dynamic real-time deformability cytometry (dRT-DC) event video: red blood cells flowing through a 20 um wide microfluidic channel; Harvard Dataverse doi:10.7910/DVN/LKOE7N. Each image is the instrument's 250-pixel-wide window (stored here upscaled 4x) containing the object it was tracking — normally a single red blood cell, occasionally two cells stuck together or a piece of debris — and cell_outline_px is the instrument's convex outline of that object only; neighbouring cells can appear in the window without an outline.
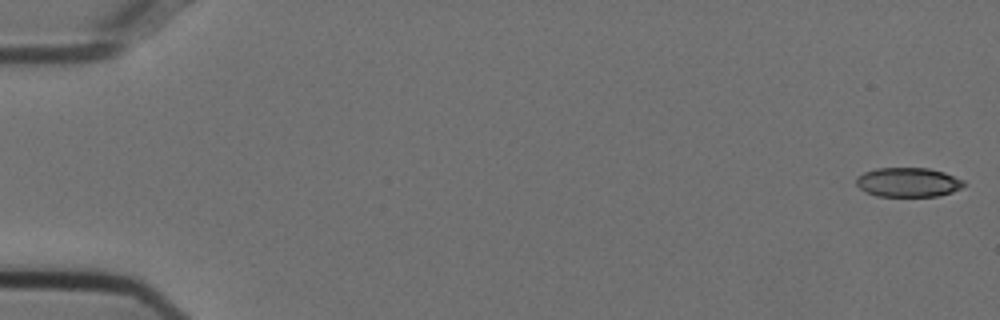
{"species": "Egyptian fruit bat (a non-hibernating species)", "species_latin": "Rousettus aegyptiacus", "temperature_condition": "cold", "stored_images_in_passage": 54, "camera_frame_rate_fps": 3000, "um_per_image_px": 0.085, "animal": {"sex": "female"}, "frame": {"image": 1, "passage_image": 1, "time_ms": 0.0, "image_size_px": [1000, 320], "cell_outline_px": [[964, 184], [960, 188], [952, 192], [936, 196], [876, 196], [860, 188], [856, 184], [856, 176], [864, 172], [876, 168], [928, 168], [944, 172], [964, 180]], "centroid_in_image_um": [77.17, 15.48], "position_along_channel_um": 7.8, "area_um2": 18.32}}
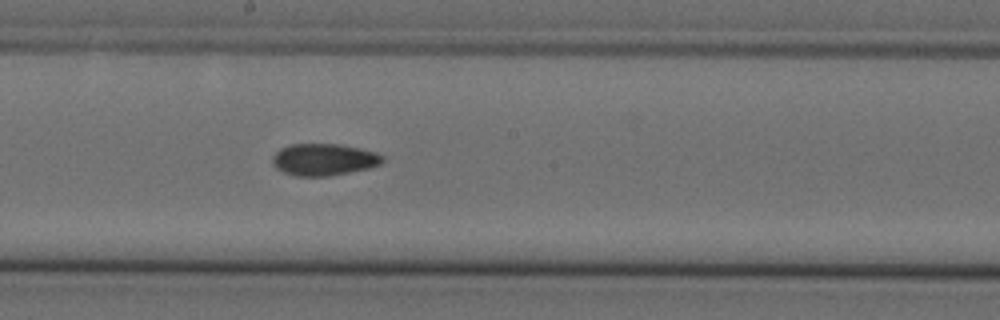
{"frame": {"image": 2, "passage_image": 30, "time_ms": 9.667, "image_size_px": [1000, 320], "cell_outline_px": [[384, 160], [380, 164], [368, 168], [328, 176], [296, 176], [284, 172], [276, 168], [272, 164], [272, 156], [280, 148], [288, 144], [340, 144], [360, 148], [376, 152], [384, 156]], "centroid_in_image_um": [27.51, 13.55], "position_along_channel_um": 220.7, "area_um2": 20.52}}
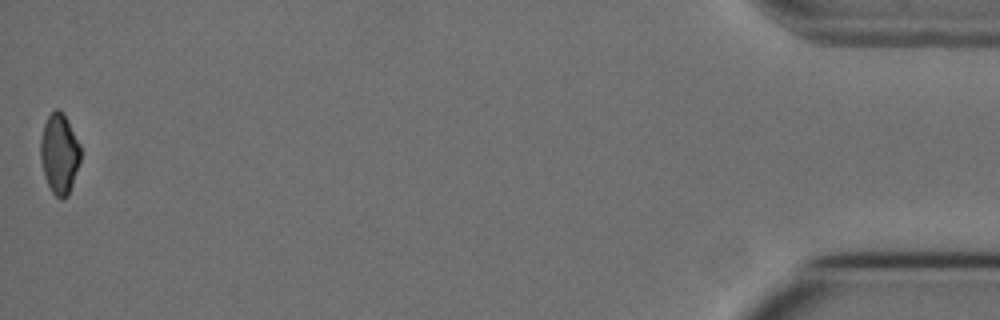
{"frame": {"image": 3, "passage_image": 54, "time_ms": 17.667, "image_size_px": [1000, 320], "cell_outline_px": [[80, 160], [68, 196], [60, 200], [52, 192], [44, 176], [40, 160], [40, 140], [44, 124], [48, 116], [56, 108], [64, 112], [80, 144]], "centroid_in_image_um": [5.04, 13.05], "position_along_channel_um": 430.2, "area_um2": 18.79}, "authors_computed_cell_mechanics": {"area_um2": 19.941, "velocity_mm_per_s": 3.7601, "shape_relaxation_time_tau1_ms": null, "shape_relaxation_time_tau2_ms": 8.0932, "deformation_change_tau1": null, "deformation_change_tau2": 0.1347}}